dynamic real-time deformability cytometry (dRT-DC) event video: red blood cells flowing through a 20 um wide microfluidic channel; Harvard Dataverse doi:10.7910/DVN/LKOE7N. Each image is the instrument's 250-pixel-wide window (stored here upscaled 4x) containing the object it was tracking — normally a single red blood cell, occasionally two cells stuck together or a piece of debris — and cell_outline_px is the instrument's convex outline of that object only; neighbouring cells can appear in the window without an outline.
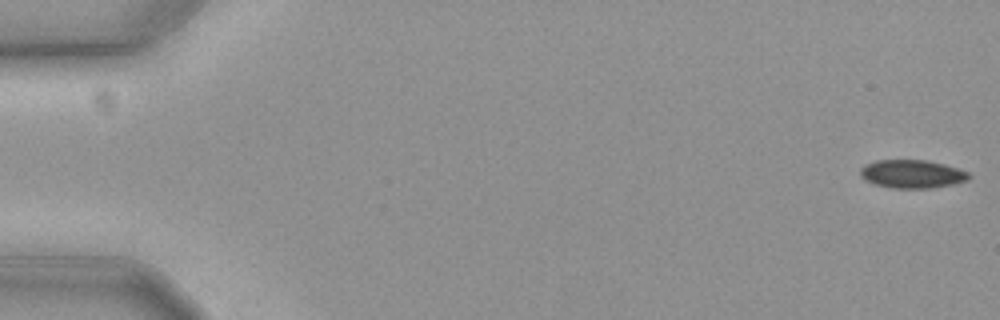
{"species": "common noctule bat (a hibernating species)", "species_latin": "Nyctalus noctula", "temperature_condition": "cold", "stored_images_in_passage": 13, "camera_frame_rate_fps": 3000, "um_per_image_px": 0.085, "animal": {"sex": "female", "body_mass_g": 19.3, "forearm_length_mm": 54.1}, "frame": {"image": 1, "passage_image": 1, "time_ms": 0.0, "image_size_px": [1000, 320], "cell_outline_px": [[972, 176], [968, 180], [952, 184], [932, 188], [892, 188], [872, 184], [864, 180], [860, 176], [860, 168], [864, 164], [876, 160], [928, 160], [944, 164], [968, 172]], "centroid_in_image_um": [77.49, 14.79], "position_along_channel_um": 7.5, "area_um2": 18.09}}